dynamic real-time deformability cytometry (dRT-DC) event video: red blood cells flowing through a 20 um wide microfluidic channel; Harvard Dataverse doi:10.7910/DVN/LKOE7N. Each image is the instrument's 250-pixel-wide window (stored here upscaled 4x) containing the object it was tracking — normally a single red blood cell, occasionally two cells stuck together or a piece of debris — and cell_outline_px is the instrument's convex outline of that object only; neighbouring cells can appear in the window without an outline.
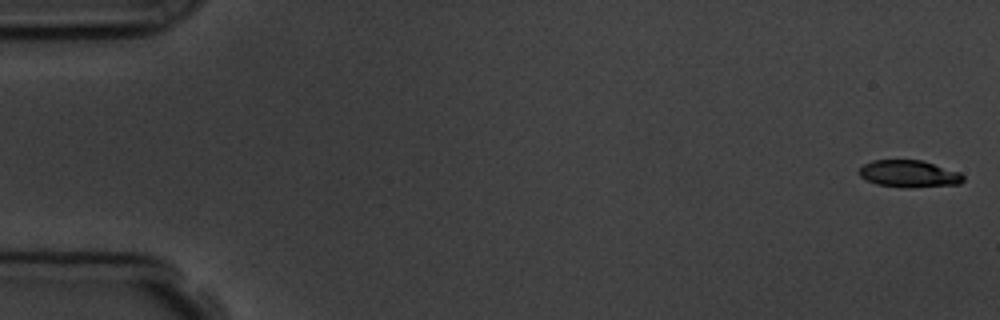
{"species": "common noctule bat (a hibernating species)", "species_latin": "Nyctalus noctula", "temperature_condition": "room temperature", "stored_images_in_passage": 4, "camera_frame_rate_fps": 3000, "um_per_image_px": 0.085, "animal": {"sex": "male", "body_mass_g": 19.5, "forearm_length_mm": 54.6}, "frame": {"image": 1, "passage_image": 1, "time_ms": 0.0, "image_size_px": [1000, 320], "cell_outline_px": [[964, 180], [960, 184], [912, 188], [908, 188], [876, 184], [860, 176], [856, 172], [864, 164], [872, 160], [924, 160], [960, 172], [964, 176]], "centroid_in_image_um": [77.29, 14.77], "position_along_channel_um": 7.7, "area_um2": 16.65}}
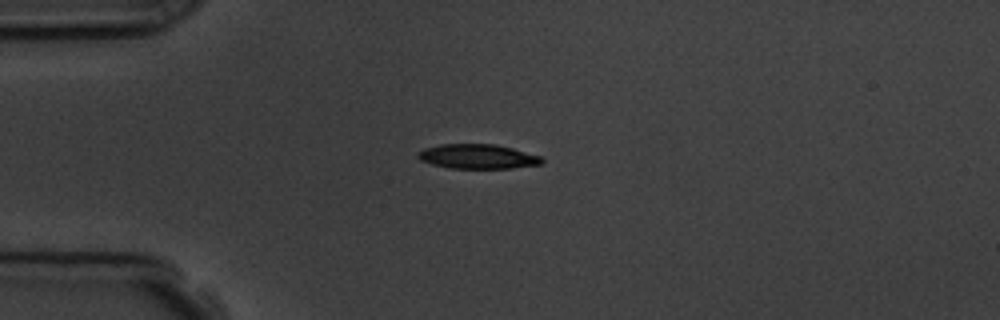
{"frame": {"image": 2, "passage_image": 4, "time_ms": 4.333, "image_size_px": [1000, 320], "cell_outline_px": [[544, 160], [540, 164], [512, 168], [448, 168], [432, 164], [420, 160], [416, 156], [416, 152], [424, 148], [440, 144], [496, 144], [512, 148], [540, 156]], "centroid_in_image_um": [40.55, 13.3], "position_along_channel_um": 44.4, "area_um2": 17.74}}